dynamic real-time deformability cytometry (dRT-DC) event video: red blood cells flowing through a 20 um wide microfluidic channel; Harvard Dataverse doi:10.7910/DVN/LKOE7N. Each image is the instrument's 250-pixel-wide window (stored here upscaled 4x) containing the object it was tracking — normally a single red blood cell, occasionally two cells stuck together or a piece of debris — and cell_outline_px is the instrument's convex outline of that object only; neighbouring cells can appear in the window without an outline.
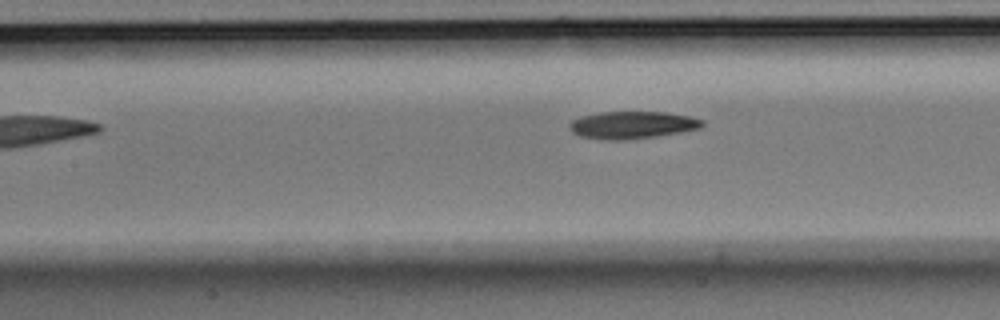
{"species": "Egyptian fruit bat (a non-hibernating species)", "species_latin": "Rousettus aegyptiacus", "temperature_condition": "room temperature", "stored_images_in_passage": 5, "camera_frame_rate_fps": 3000, "um_per_image_px": 0.085, "animal": {"sex": "male"}, "frame": {"image": 1, "passage_image": 5, "time_ms": 1.333, "image_size_px": [1000, 320], "cell_outline_px": [[704, 124], [700, 128], [680, 132], [656, 136], [620, 140], [612, 140], [580, 136], [572, 132], [568, 128], [568, 124], [572, 120], [580, 116], [604, 112], [664, 112], [688, 116], [704, 120]], "centroid_in_image_um": [53.72, 10.62], "position_along_channel_um": 153.7, "area_um2": 20.98}}